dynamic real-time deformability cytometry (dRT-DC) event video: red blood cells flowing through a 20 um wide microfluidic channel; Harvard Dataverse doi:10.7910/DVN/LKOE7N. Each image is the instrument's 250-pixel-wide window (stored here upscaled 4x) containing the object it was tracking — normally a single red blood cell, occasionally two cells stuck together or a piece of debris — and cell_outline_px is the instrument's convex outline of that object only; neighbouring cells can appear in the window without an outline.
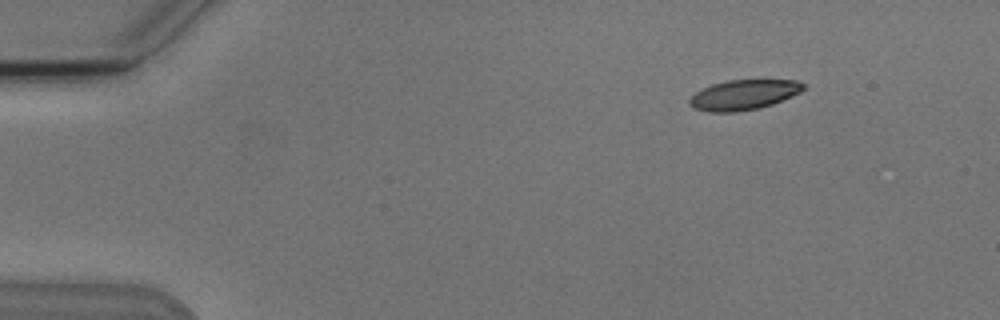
{"species": "Egyptian fruit bat (a non-hibernating species)", "species_latin": "Rousettus aegyptiacus", "temperature_condition": "cold", "stored_images_in_passage": 3, "camera_frame_rate_fps": 3000, "um_per_image_px": 0.085, "animal": {"sex": "male"}, "frame": {"image": 1, "passage_image": 1, "time_ms": 0.0, "image_size_px": [1000, 320], "cell_outline_px": [[804, 88], [800, 92], [792, 96], [772, 104], [760, 108], [736, 112], [708, 112], [692, 108], [688, 104], [688, 100], [696, 92], [712, 84], [728, 80], [796, 80], [804, 84]], "centroid_in_image_um": [63.18, 8.07], "position_along_channel_um": 21.8, "area_um2": 19.94}}
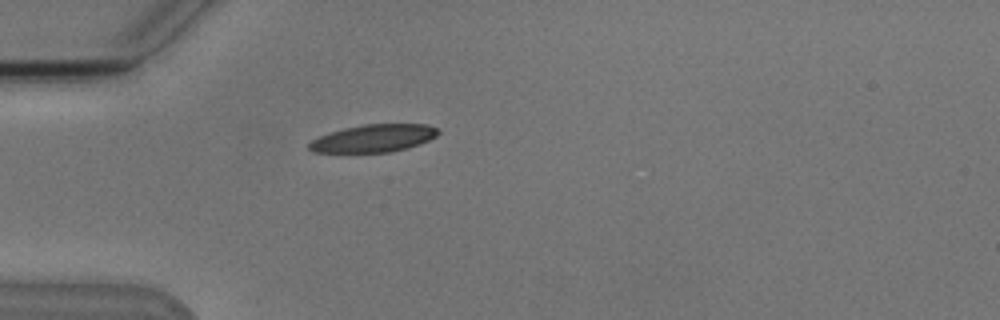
{"frame": {"image": 2, "passage_image": 3, "time_ms": 3.0, "image_size_px": [1000, 320], "cell_outline_px": [[440, 132], [436, 136], [420, 144], [408, 148], [392, 152], [312, 152], [308, 148], [308, 144], [312, 140], [320, 136], [344, 128], [364, 124], [428, 124], [436, 128]], "centroid_in_image_um": [31.78, 11.75], "position_along_channel_um": 53.2, "area_um2": 20.69}}